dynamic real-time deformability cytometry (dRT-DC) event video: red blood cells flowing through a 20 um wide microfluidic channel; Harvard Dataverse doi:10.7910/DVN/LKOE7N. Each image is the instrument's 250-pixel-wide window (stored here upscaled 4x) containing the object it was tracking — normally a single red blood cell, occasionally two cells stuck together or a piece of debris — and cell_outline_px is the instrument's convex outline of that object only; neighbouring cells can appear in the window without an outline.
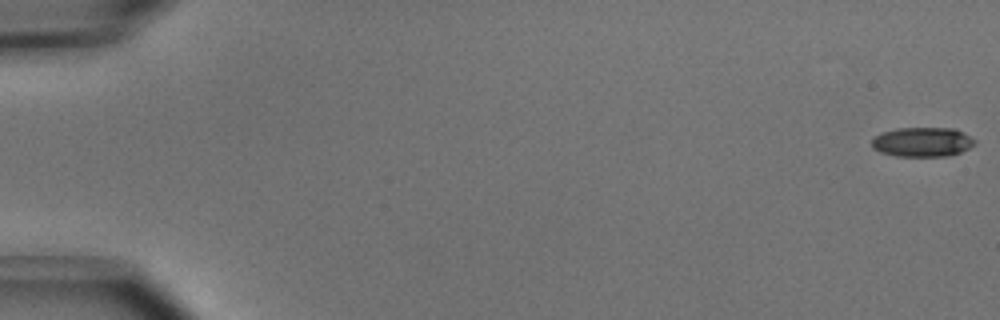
{"species": "common noctule bat (a hibernating species)", "species_latin": "Nyctalus noctula", "temperature_condition": "cold", "stored_images_in_passage": 53, "segment_of_instrument_passage": [1, 2], "camera_frame_rate_fps": 3000, "um_per_image_px": 0.085, "animal": {"sex": "male", "body_mass_g": 15.6}, "frame": {"image": 1, "passage_image": 1, "time_ms": 0.0, "image_size_px": [1000, 320], "cell_outline_px": [[976, 144], [960, 152], [948, 156], [896, 156], [880, 152], [872, 148], [872, 140], [876, 136], [884, 132], [896, 128], [956, 128], [964, 132], [976, 140]], "centroid_in_image_um": [78.43, 12.06], "position_along_channel_um": 6.6, "area_um2": 17.74}}
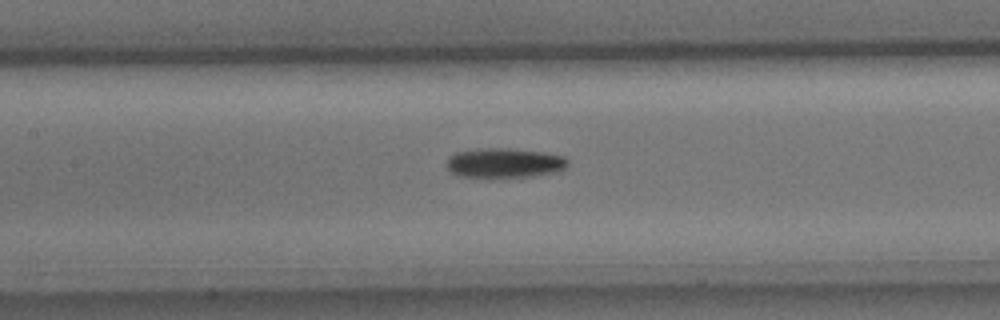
{"frame": {"image": 2, "passage_image": 25, "time_ms": 8.0, "image_size_px": [1000, 320], "cell_outline_px": [[568, 164], [564, 168], [556, 172], [532, 176], [492, 180], [488, 180], [456, 176], [448, 172], [448, 160], [456, 152], [480, 148], [508, 148], [544, 152], [564, 156], [568, 160]], "centroid_in_image_um": [42.83, 13.9], "position_along_channel_um": 164.6, "area_um2": 21.85}}
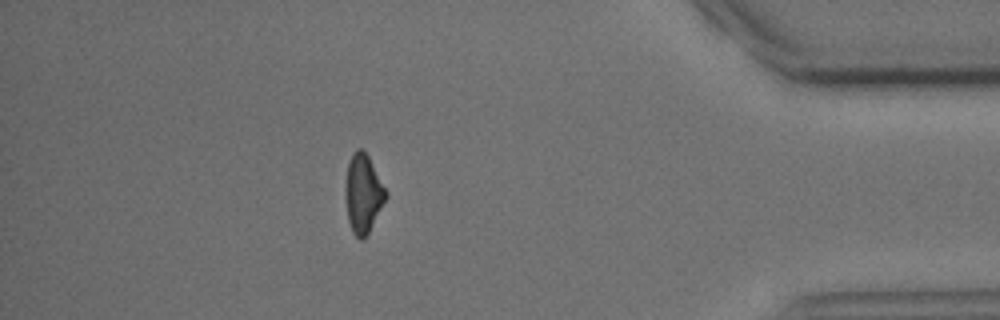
{"frame": {"image": 3, "passage_image": 46, "time_ms": 15.0, "image_size_px": [1000, 320], "cell_outline_px": [[388, 196], [368, 232], [360, 240], [352, 232], [348, 220], [344, 196], [344, 188], [348, 164], [352, 152], [356, 148], [360, 148], [368, 156], [388, 192]], "centroid_in_image_um": [30.85, 16.43], "position_along_channel_um": 404.4, "area_um2": 18.55}}